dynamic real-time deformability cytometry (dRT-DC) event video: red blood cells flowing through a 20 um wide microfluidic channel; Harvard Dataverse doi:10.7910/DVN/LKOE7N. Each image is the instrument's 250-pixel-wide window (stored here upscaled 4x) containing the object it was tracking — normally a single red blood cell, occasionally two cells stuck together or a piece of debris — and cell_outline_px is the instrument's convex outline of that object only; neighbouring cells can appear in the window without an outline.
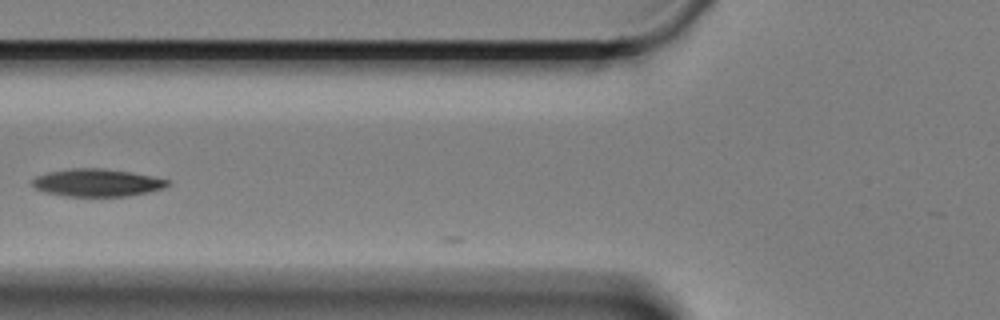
{"species": "Egyptian fruit bat (a non-hibernating species)", "species_latin": "Rousettus aegyptiacus", "temperature_condition": "cold", "stored_images_in_passage": 10, "camera_frame_rate_fps": 3000, "um_per_image_px": 0.085, "animal": {"sex": "female"}, "frame": {"image": 1, "passage_image": 4, "time_ms": 1.0, "image_size_px": [1000, 320], "cell_outline_px": [[172, 180], [168, 184], [160, 188], [148, 192], [128, 196], [64, 196], [44, 192], [36, 188], [32, 184], [32, 180], [36, 176], [48, 172], [72, 168], [104, 168], [128, 172]], "centroid_in_image_um": [8.21, 15.53], "position_along_channel_um": 117.6, "area_um2": 21.56}}
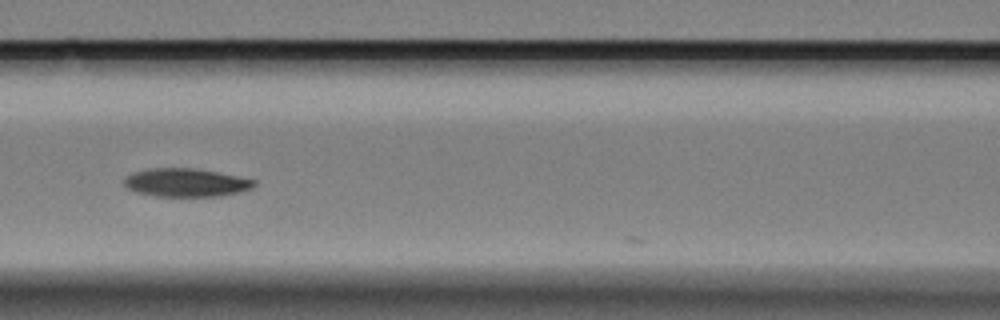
{"frame": {"image": 2, "passage_image": 7, "time_ms": 2.0, "image_size_px": [1000, 320], "cell_outline_px": [[256, 184], [252, 188], [240, 192], [220, 196], [156, 196], [136, 192], [128, 188], [124, 184], [124, 180], [128, 176], [136, 172], [152, 168], [192, 168], [216, 172], [256, 180]], "centroid_in_image_um": [15.84, 15.53], "position_along_channel_um": 150.8, "area_um2": 21.15}}